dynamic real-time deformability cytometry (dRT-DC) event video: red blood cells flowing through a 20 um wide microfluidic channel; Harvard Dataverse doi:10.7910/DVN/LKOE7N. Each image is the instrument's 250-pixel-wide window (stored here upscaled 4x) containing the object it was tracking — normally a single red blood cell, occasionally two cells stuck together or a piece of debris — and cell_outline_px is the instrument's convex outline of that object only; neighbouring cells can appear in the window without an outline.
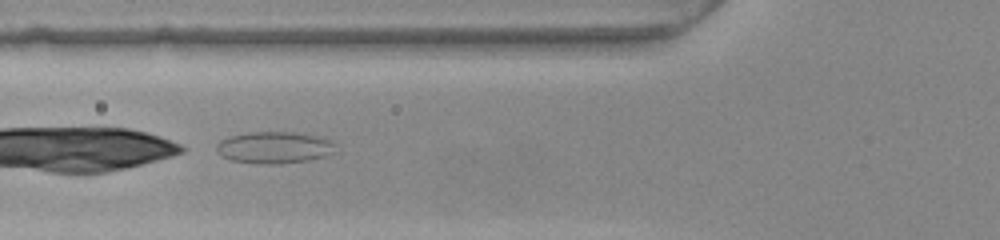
{"species": "common noctule bat (a hibernating species)", "species_latin": "Nyctalus noctula", "temperature_condition": "warm", "stored_images_in_passage": 15, "camera_frame_rate_fps": 3000, "um_per_image_px": 0.085, "animal": {"sex": "female", "body_mass_g": 22.0, "forearm_length_mm": 56.7}, "frame": {"image": 1, "passage_image": 7, "time_ms": 2.0, "image_size_px": [1000, 240], "cell_outline_px": [[332, 152], [324, 156], [308, 160], [280, 164], [264, 164], [232, 160], [224, 156], [216, 148], [216, 144], [220, 140], [232, 136], [252, 132], [296, 132], [316, 136], [328, 140], [332, 144]], "centroid_in_image_um": [23.28, 12.54], "position_along_channel_um": 102.5, "area_um2": 21.44}}
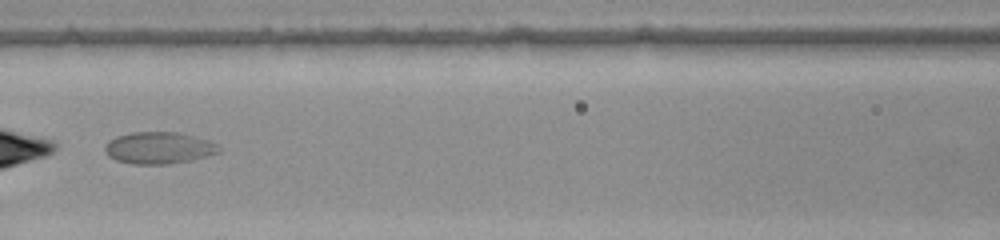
{"frame": {"image": 2, "passage_image": 11, "time_ms": 3.333, "image_size_px": [1000, 240], "cell_outline_px": [[220, 152], [208, 156], [192, 160], [168, 164], [132, 164], [116, 160], [108, 156], [104, 152], [104, 144], [108, 140], [116, 136], [132, 132], [180, 132], [208, 140], [216, 144], [220, 148]], "centroid_in_image_um": [13.47, 12.57], "position_along_channel_um": 153.1, "area_um2": 21.39}}